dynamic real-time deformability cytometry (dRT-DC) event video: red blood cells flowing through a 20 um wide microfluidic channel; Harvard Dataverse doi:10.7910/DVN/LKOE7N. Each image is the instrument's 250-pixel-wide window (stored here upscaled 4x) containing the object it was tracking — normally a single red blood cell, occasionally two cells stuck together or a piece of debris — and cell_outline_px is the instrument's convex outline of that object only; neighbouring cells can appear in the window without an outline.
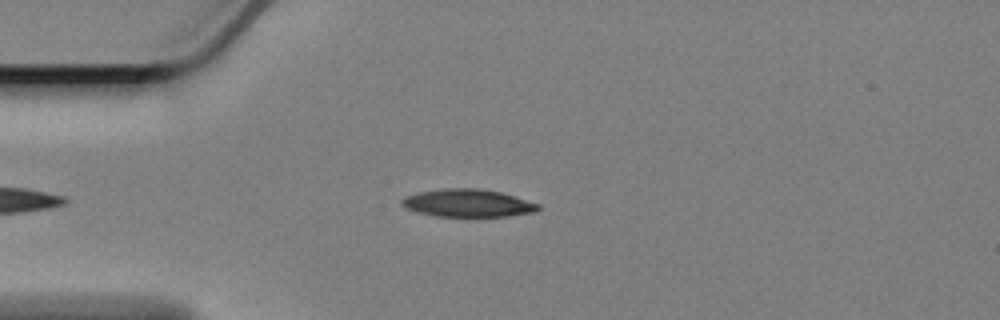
{"species": "Egyptian fruit bat (a non-hibernating species)", "species_latin": "Rousettus aegyptiacus", "temperature_condition": "cold", "stored_images_in_passage": 44, "camera_frame_rate_fps": 3000, "um_per_image_px": 0.085, "animal": {"sex": "female"}, "frame": {"image": 1, "passage_image": 4, "time_ms": 1.0, "image_size_px": [1000, 320], "cell_outline_px": [[540, 208], [536, 212], [508, 216], [436, 216], [420, 212], [408, 208], [400, 204], [400, 200], [408, 196], [420, 192], [444, 188], [480, 188], [500, 192], [540, 204]], "centroid_in_image_um": [39.81, 17.26], "position_along_channel_um": 45.2, "area_um2": 21.79}}
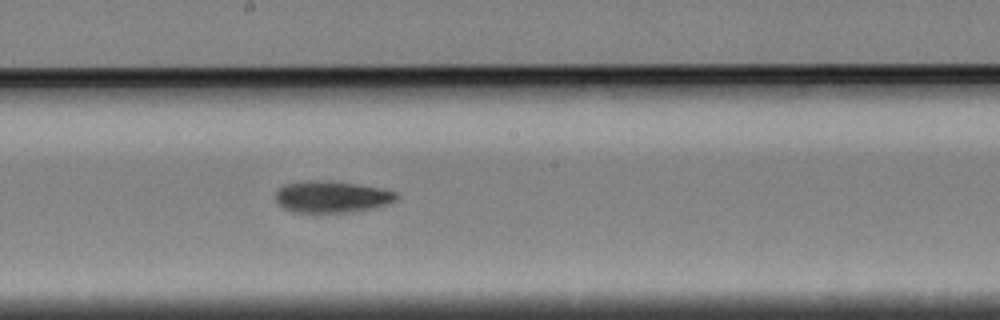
{"frame": {"image": 2, "passage_image": 21, "time_ms": 6.667, "image_size_px": [1000, 320], "cell_outline_px": [[400, 196], [396, 200], [388, 204], [356, 212], [292, 212], [276, 204], [276, 192], [284, 184], [308, 180], [332, 180], [380, 188], [396, 192]], "centroid_in_image_um": [28.2, 16.72], "position_along_channel_um": 220.0, "area_um2": 22.54}}
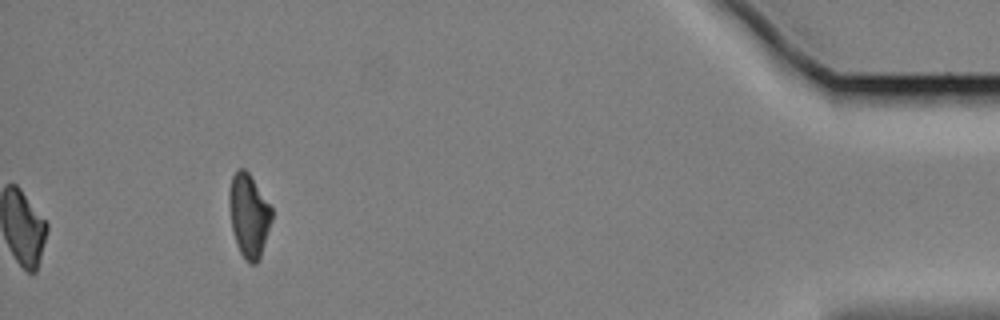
{"frame": {"image": 3, "passage_image": 44, "time_ms": 14.333, "image_size_px": [1000, 320], "cell_outline_px": [[272, 220], [260, 260], [256, 264], [248, 264], [244, 260], [236, 244], [232, 228], [228, 196], [228, 192], [232, 176], [236, 168], [244, 168], [248, 172], [272, 208]], "centroid_in_image_um": [21.15, 18.34], "position_along_channel_um": 414.1, "area_um2": 20.87}, "authors_computed_cell_mechanics": {"area_um2": 21.8773, "velocity_mm_per_s": 3.3609, "shape_relaxation_time_tau1_ms": 5.3521, "shape_relaxation_time_tau2_ms": null, "deformation_change_tau1": 0.159, "deformation_change_tau2": null}}